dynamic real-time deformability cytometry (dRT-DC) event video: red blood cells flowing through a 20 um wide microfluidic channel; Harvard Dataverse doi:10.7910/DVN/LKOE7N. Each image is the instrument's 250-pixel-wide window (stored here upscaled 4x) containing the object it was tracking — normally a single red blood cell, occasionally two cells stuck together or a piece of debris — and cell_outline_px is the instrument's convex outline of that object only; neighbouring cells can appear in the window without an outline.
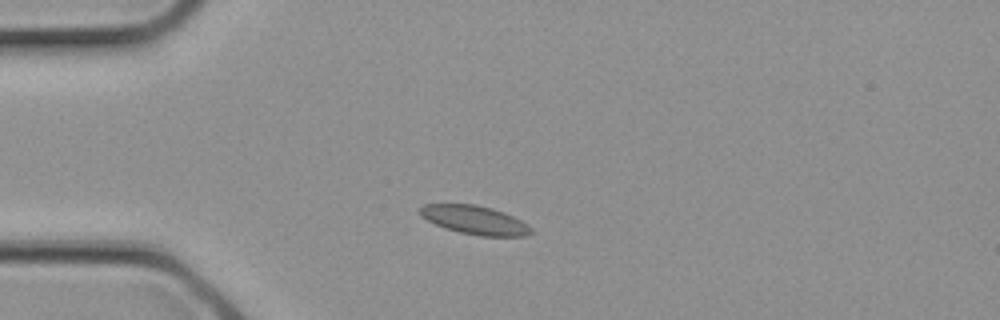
{"species": "common noctule bat (a hibernating species)", "species_latin": "Nyctalus noctula", "temperature_condition": "cold", "stored_images_in_passage": 2, "camera_frame_rate_fps": 3000, "um_per_image_px": 0.085, "animal": {"sex": "female", "body_mass_g": 21.9}, "frame": {"image": 1, "passage_image": 2, "time_ms": 0.333, "image_size_px": [1000, 320], "cell_outline_px": [[532, 232], [524, 236], [480, 236], [460, 232], [444, 228], [420, 216], [420, 208], [424, 204], [476, 204], [492, 208], [504, 212], [520, 220], [532, 228]], "centroid_in_image_um": [40.35, 18.7], "position_along_channel_um": 44.7, "area_um2": 18.44}}